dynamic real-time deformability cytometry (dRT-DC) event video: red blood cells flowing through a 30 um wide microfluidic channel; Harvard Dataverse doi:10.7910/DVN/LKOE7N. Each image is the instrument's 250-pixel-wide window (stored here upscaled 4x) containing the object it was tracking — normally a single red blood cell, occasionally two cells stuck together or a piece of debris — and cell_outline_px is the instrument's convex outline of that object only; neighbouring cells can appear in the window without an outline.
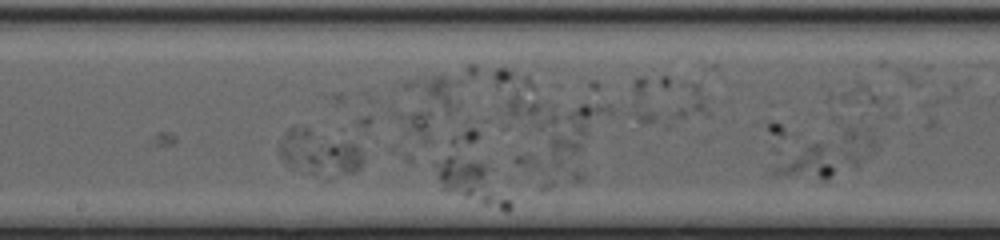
{"species": "common noctule bat (a hibernating species)", "species_latin": "Nyctalus noctula", "temperature_condition": "cold", "stored_images_in_passage": 11, "camera_frame_rate_fps": 3000, "um_per_image_px": 0.085, "animal": {"sex": "female", "body_mass_g": 20.0, "forearm_length_mm": 54.0}, "frame": {"image": 1, "passage_image": 11, "time_ms": 3.333, "image_size_px": [1000, 240], "cell_outline_px": [[832, 172], [824, 180], [768, 172], [768, 168], [772, 148], [812, 144], [824, 144], [832, 168]], "centroid_in_image_um": [68.1, 13.72], "position_along_channel_um": 180.1, "area_um2": 13.12}}